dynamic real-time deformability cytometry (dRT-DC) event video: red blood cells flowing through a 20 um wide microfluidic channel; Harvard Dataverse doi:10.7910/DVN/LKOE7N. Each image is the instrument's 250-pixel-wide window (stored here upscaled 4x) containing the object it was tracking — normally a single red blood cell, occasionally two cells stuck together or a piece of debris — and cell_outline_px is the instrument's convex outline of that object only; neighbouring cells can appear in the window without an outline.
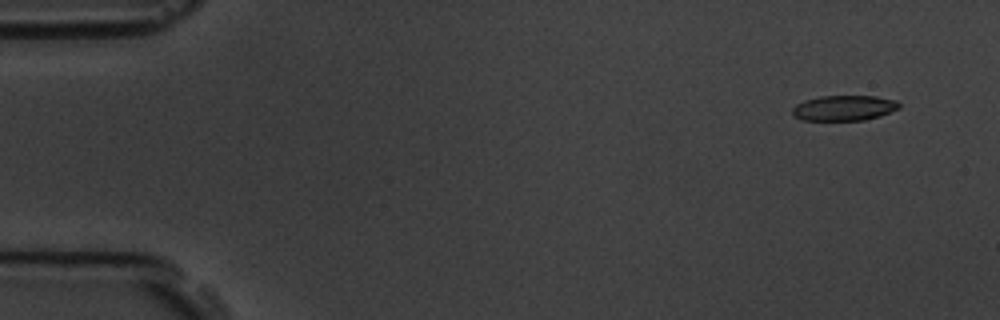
{"species": "common noctule bat (a hibernating species)", "species_latin": "Nyctalus noctula", "temperature_condition": "room temperature", "stored_images_in_passage": 8, "camera_frame_rate_fps": 3000, "um_per_image_px": 0.085, "animal": {"sex": "male", "body_mass_g": 19.5, "forearm_length_mm": 54.6}, "frame": {"image": 1, "passage_image": 1, "time_ms": 0.0, "image_size_px": [1000, 320], "cell_outline_px": [[900, 108], [880, 116], [864, 120], [800, 120], [792, 116], [792, 108], [796, 104], [804, 100], [820, 96], [876, 96], [896, 100], [900, 104]], "centroid_in_image_um": [71.72, 9.18], "position_along_channel_um": 13.3, "area_um2": 15.9}}
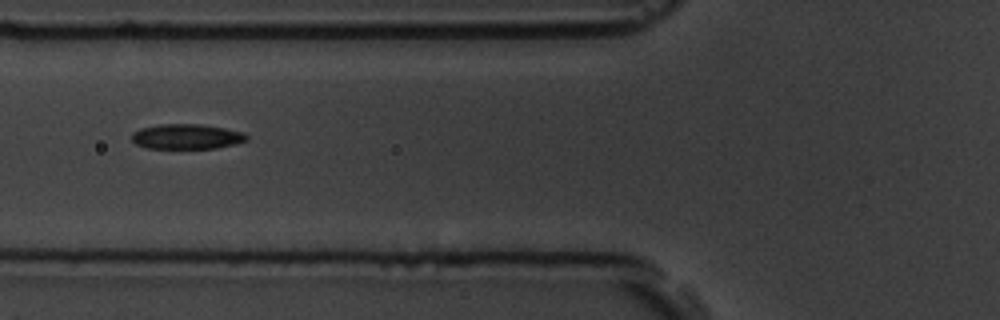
{"frame": {"image": 2, "passage_image": 6, "time_ms": 5.667, "image_size_px": [1000, 320], "cell_outline_px": [[248, 140], [236, 144], [216, 148], [144, 148], [136, 144], [132, 140], [132, 132], [140, 128], [160, 124], [200, 124], [224, 128], [244, 132], [248, 136]], "centroid_in_image_um": [15.87, 11.61], "position_along_channel_um": 109.9, "area_um2": 16.88}}
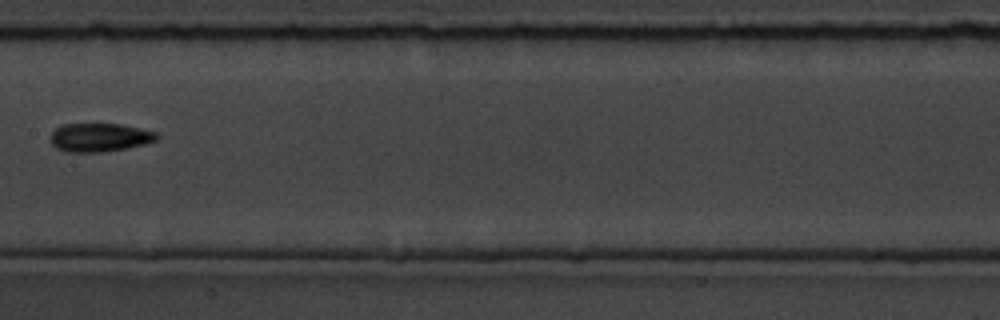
{"frame": {"image": 3, "passage_image": 8, "time_ms": 8.0, "image_size_px": [1000, 320], "cell_outline_px": [[160, 136], [156, 140], [144, 144], [128, 148], [100, 152], [68, 152], [56, 148], [48, 140], [52, 132], [56, 128], [64, 124], [120, 124], [140, 128], [156, 132]], "centroid_in_image_um": [8.45, 11.68], "position_along_channel_um": 198.9, "area_um2": 17.74}}